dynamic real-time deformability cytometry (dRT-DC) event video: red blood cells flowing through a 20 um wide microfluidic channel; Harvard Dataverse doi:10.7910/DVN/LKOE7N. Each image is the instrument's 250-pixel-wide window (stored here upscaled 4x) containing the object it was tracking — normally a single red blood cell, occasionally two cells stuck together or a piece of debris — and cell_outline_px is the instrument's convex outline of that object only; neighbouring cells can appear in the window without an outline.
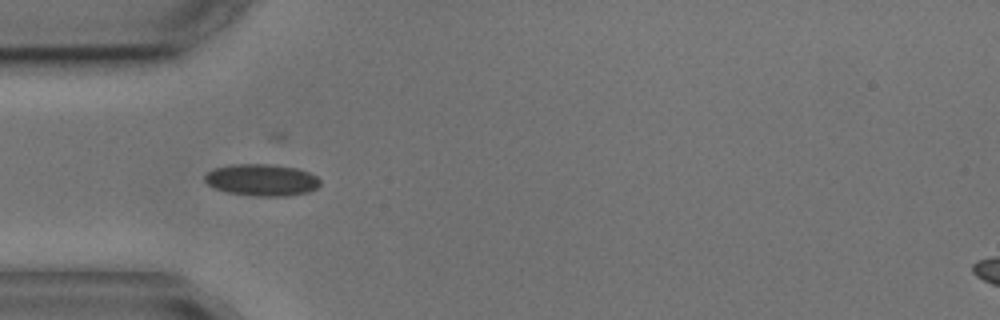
{"species": "common noctule bat (a hibernating species)", "species_latin": "Nyctalus noctula", "temperature_condition": "cold", "stored_images_in_passage": 8, "camera_frame_rate_fps": 3000, "um_per_image_px": 0.085, "animal": {"sex": "male", "body_mass_g": 17.9, "forearm_length_mm": 54.2}, "frame": {"image": 1, "passage_image": 5, "time_ms": 4.667, "image_size_px": [1000, 320], "cell_outline_px": [[320, 184], [316, 188], [308, 192], [288, 196], [252, 196], [228, 192], [216, 188], [208, 184], [204, 180], [204, 176], [212, 168], [236, 164], [272, 164], [296, 168], [308, 172], [316, 176], [320, 180]], "centroid_in_image_um": [22.25, 15.29], "position_along_channel_um": 62.8, "area_um2": 21.39}}